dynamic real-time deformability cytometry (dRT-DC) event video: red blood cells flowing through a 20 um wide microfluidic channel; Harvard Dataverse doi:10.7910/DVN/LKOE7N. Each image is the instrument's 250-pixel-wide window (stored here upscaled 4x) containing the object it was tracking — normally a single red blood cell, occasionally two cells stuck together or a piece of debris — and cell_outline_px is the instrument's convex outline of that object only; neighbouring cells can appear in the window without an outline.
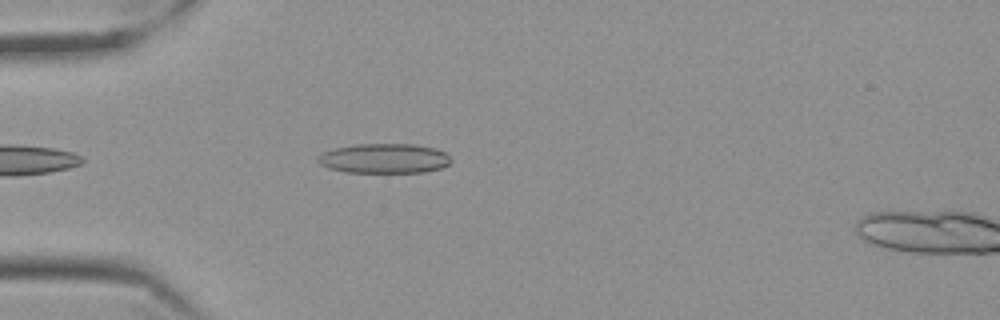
{"species": "Egyptian fruit bat (a non-hibernating species)", "species_latin": "Rousettus aegyptiacus", "temperature_condition": "cold", "stored_images_in_passage": 43, "camera_frame_rate_fps": 3000, "um_per_image_px": 0.085, "frame": {"image": 1, "passage_image": 5, "time_ms": 1.333, "image_size_px": [1000, 320], "cell_outline_px": [[452, 160], [448, 164], [440, 168], [424, 172], [344, 172], [328, 168], [320, 164], [316, 160], [316, 156], [324, 152], [336, 148], [360, 144], [412, 144], [432, 148], [444, 152]], "centroid_in_image_um": [32.62, 13.47], "position_along_channel_um": 52.4, "area_um2": 22.83}}
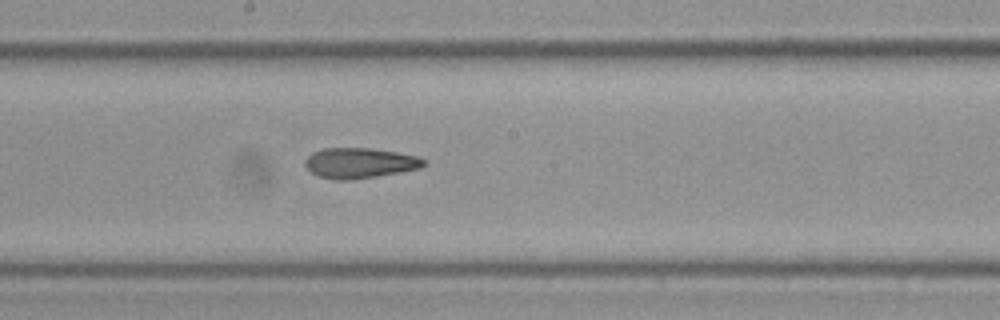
{"frame": {"image": 2, "passage_image": 20, "time_ms": 6.333, "image_size_px": [1000, 320], "cell_outline_px": [[428, 164], [420, 168], [400, 172], [376, 176], [348, 180], [336, 180], [320, 176], [312, 172], [304, 164], [304, 160], [312, 152], [324, 148], [368, 148], [396, 152], [420, 156], [428, 160]], "centroid_in_image_um": [30.62, 13.85], "position_along_channel_um": 217.6, "area_um2": 21.04}}
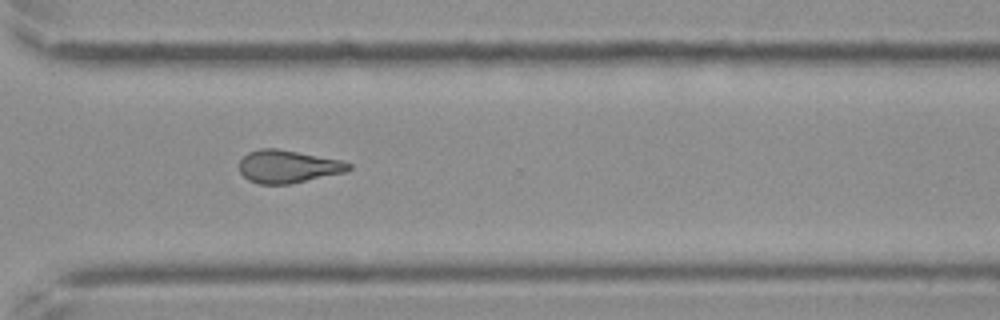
{"frame": {"image": 3, "passage_image": 31, "time_ms": 10.0, "image_size_px": [1000, 320], "cell_outline_px": [[352, 168], [344, 172], [292, 184], [260, 184], [248, 180], [240, 172], [240, 160], [248, 152], [260, 148], [276, 148], [340, 160], [352, 164]], "centroid_in_image_um": [24.46, 14.16], "position_along_channel_um": 346.1, "area_um2": 20.81}, "authors_computed_cell_mechanics": {"area_um2": 21.0392, "velocity_mm_per_s": 3.5145, "shape_relaxation_time_tau1_ms": null, "shape_relaxation_time_tau2_ms": 4.1771, "deformation_change_tau1": null, "deformation_change_tau2": 0.1311}}